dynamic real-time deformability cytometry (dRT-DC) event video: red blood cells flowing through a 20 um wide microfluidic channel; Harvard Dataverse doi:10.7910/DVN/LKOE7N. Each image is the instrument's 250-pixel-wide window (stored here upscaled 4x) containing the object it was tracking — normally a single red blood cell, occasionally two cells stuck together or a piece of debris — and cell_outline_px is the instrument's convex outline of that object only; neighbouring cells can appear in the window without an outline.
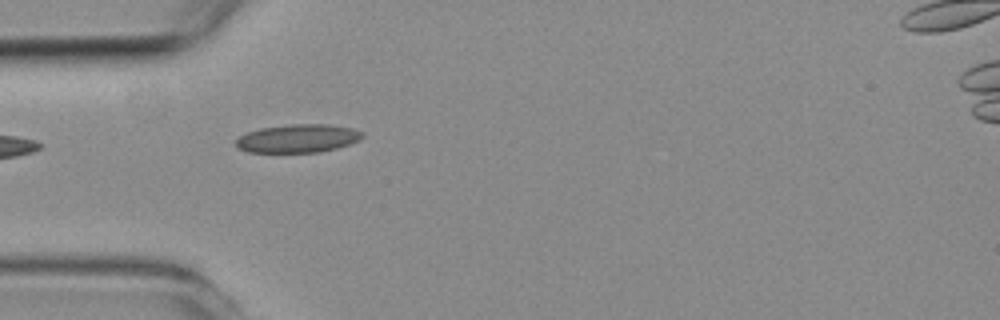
{"species": "common noctule bat (a hibernating species)", "species_latin": "Nyctalus noctula", "temperature_condition": "room temperature", "stored_images_in_passage": 6, "camera_frame_rate_fps": 3000, "um_per_image_px": 0.085, "animal": {"sex": "female", "body_mass_g": 19.3, "forearm_length_mm": 54.1}, "frame": {"image": 1, "passage_image": 4, "time_ms": 4.333, "image_size_px": [1000, 320], "cell_outline_px": [[364, 136], [360, 140], [336, 148], [320, 152], [248, 152], [236, 148], [236, 140], [240, 136], [248, 132], [260, 128], [292, 124], [328, 124], [352, 128], [364, 132]], "centroid_in_image_um": [25.33, 11.76], "position_along_channel_um": 59.7, "area_um2": 20.87}}
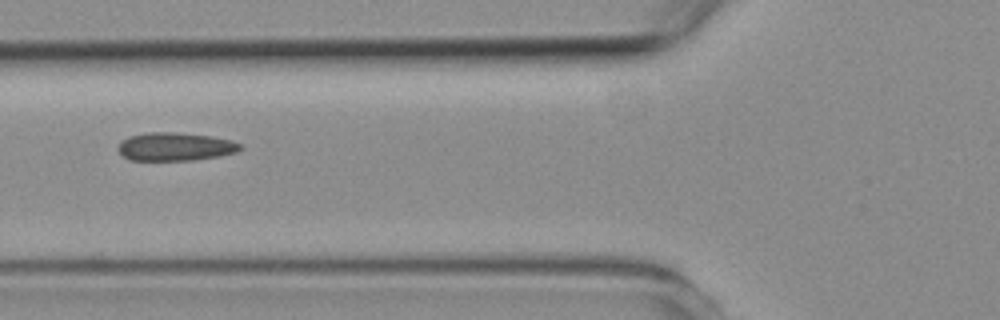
{"frame": {"image": 2, "passage_image": 5, "time_ms": 5.667, "image_size_px": [1000, 320], "cell_outline_px": [[244, 148], [236, 152], [220, 156], [196, 160], [128, 160], [120, 152], [120, 144], [128, 136], [148, 132], [172, 132], [212, 136], [232, 140], [240, 144]], "centroid_in_image_um": [14.95, 12.47], "position_along_channel_um": 110.9, "area_um2": 20.06}}
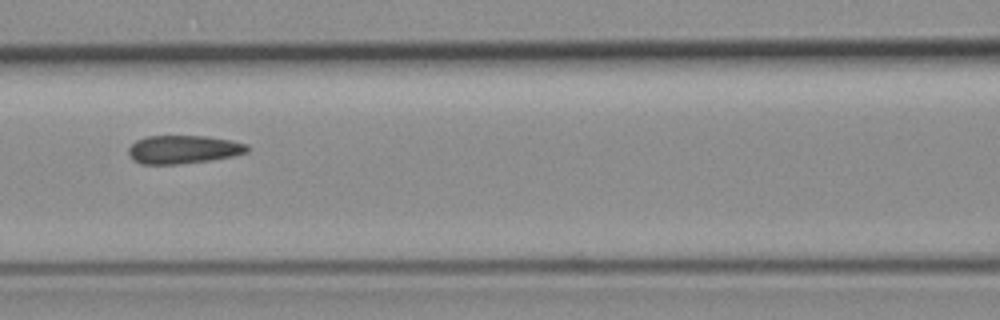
{"frame": {"image": 3, "passage_image": 6, "time_ms": 6.667, "image_size_px": [1000, 320], "cell_outline_px": [[248, 152], [232, 156], [212, 160], [176, 164], [140, 164], [132, 160], [128, 152], [128, 148], [136, 140], [144, 136], [208, 136], [232, 140], [248, 144]], "centroid_in_image_um": [15.57, 12.7], "position_along_channel_um": 151.0, "area_um2": 19.77}}